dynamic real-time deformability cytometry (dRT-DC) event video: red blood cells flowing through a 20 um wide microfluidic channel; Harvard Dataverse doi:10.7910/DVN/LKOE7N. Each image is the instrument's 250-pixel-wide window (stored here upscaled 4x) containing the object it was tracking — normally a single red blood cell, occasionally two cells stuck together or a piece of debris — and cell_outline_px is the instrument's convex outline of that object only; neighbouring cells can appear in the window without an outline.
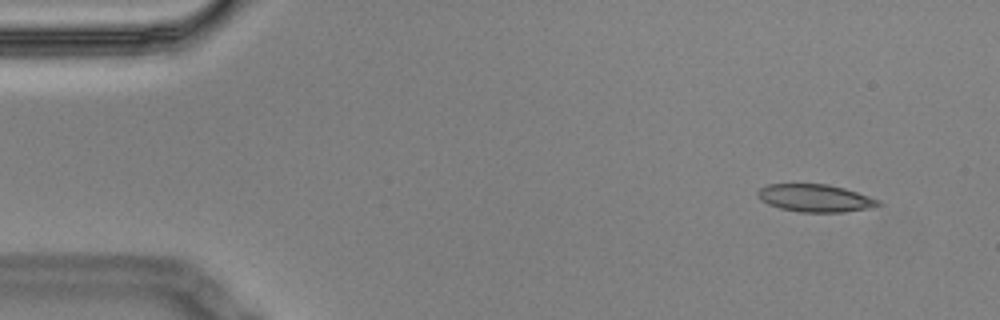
{"species": "Egyptian fruit bat (a non-hibernating species)", "species_latin": "Rousettus aegyptiacus", "temperature_condition": "cold", "stored_images_in_passage": 5, "camera_frame_rate_fps": 3000, "um_per_image_px": 0.085, "animal": {"sex": "male"}, "frame": {"image": 1, "passage_image": 1, "time_ms": 0.0, "image_size_px": [1000, 320], "cell_outline_px": [[884, 204], [872, 208], [844, 212], [800, 212], [780, 208], [768, 204], [760, 200], [756, 192], [760, 188], [768, 184], [828, 184], [844, 188], [880, 200]], "centroid_in_image_um": [69.31, 16.84], "position_along_channel_um": 15.7, "area_um2": 19.48}}